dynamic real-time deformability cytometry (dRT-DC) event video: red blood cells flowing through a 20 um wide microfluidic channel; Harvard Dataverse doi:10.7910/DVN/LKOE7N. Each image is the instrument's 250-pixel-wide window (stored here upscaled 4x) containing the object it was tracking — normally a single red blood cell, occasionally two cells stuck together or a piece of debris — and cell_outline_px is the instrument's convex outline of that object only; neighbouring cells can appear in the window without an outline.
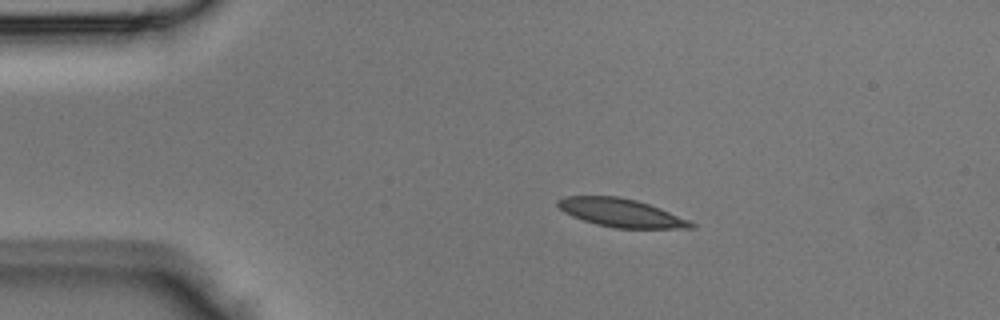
{"species": "Egyptian fruit bat (a non-hibernating species)", "species_latin": "Rousettus aegyptiacus", "temperature_condition": "room temperature", "stored_images_in_passage": 36, "camera_frame_rate_fps": 3000, "um_per_image_px": 0.085, "animal": {"sex": "male"}, "frame": {"image": 1, "passage_image": 1, "time_ms": 0.0, "image_size_px": [1000, 320], "cell_outline_px": [[696, 228], [616, 228], [596, 224], [572, 216], [564, 212], [556, 204], [556, 200], [564, 196], [620, 196], [636, 200], [660, 208], [688, 220], [696, 224]], "centroid_in_image_um": [52.76, 18.08], "position_along_channel_um": 32.2, "area_um2": 21.85}}
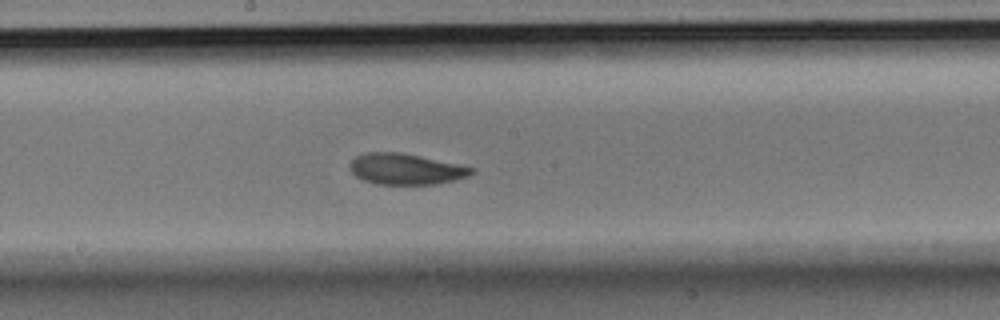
{"frame": {"image": 2, "passage_image": 16, "time_ms": 5.0, "image_size_px": [1000, 320], "cell_outline_px": [[476, 172], [468, 176], [456, 180], [436, 184], [376, 184], [364, 180], [356, 176], [348, 168], [348, 164], [356, 156], [364, 152], [400, 152], [420, 156], [476, 168]], "centroid_in_image_um": [34.49, 14.37], "position_along_channel_um": 213.7, "area_um2": 22.08}}
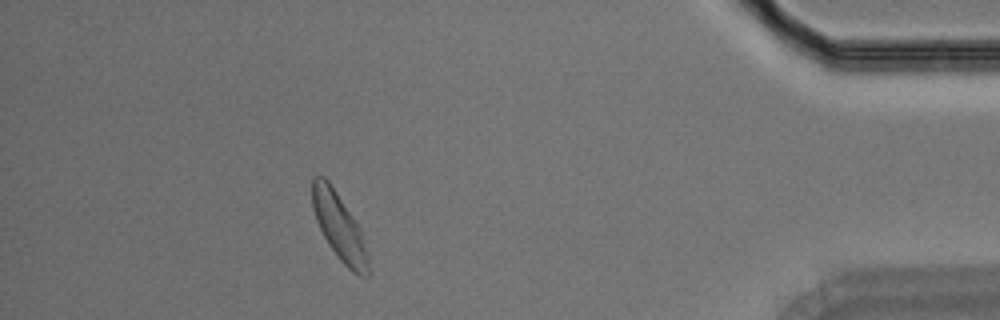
{"frame": {"image": 3, "passage_image": 32, "time_ms": 10.333, "image_size_px": [1000, 320], "cell_outline_px": [[368, 276], [360, 276], [352, 272], [340, 260], [328, 244], [316, 220], [312, 208], [312, 180], [316, 176], [324, 176], [328, 180], [360, 228], [368, 252]], "centroid_in_image_um": [28.83, 19.29], "position_along_channel_um": 406.4, "area_um2": 21.5}}